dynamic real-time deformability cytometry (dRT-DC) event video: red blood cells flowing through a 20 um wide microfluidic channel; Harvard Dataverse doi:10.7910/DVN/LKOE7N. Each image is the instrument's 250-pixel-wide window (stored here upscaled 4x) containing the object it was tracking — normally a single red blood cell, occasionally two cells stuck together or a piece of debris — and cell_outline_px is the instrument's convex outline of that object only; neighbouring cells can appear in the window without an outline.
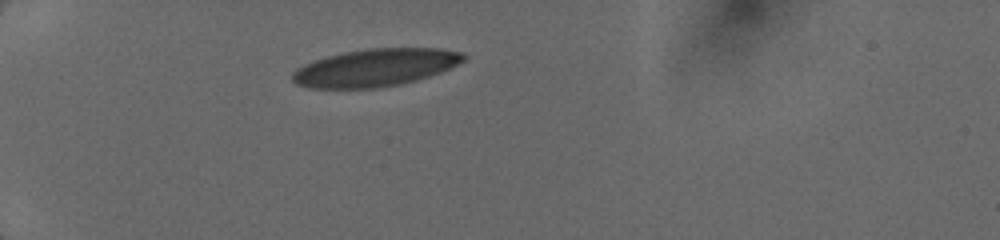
{"species": "human", "species_latin": "Homo sapiens", "temperature_condition": "cold", "stored_images_in_passage": 8, "camera_frame_rate_fps": 3000, "um_per_image_px": 0.085, "donor": {"sex": "female"}, "frame": {"image": 1, "passage_image": 1, "time_ms": 0.0, "image_size_px": [1000, 240], "cell_outline_px": [[468, 56], [464, 60], [440, 72], [416, 80], [400, 84], [376, 88], [312, 88], [296, 84], [292, 80], [292, 72], [296, 68], [304, 64], [328, 56], [344, 52], [364, 48], [440, 48], [464, 52]], "centroid_in_image_um": [31.9, 5.74], "position_along_channel_um": 53.1, "area_um2": 37.4}}
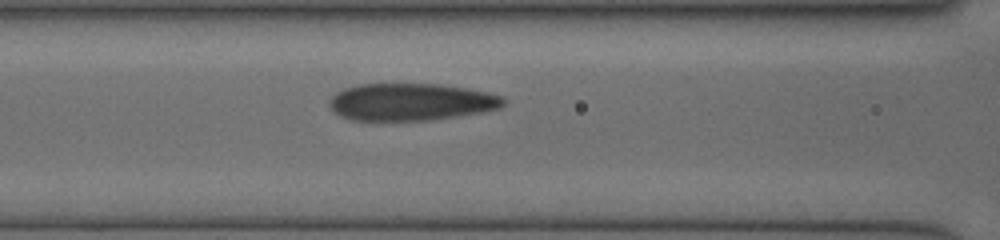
{"frame": {"image": 2, "passage_image": 6, "time_ms": 2.667, "image_size_px": [1000, 240], "cell_outline_px": [[508, 100], [500, 108], [484, 112], [428, 120], [352, 120], [336, 112], [328, 104], [328, 100], [336, 92], [344, 88], [360, 84], [440, 84], [468, 88], [488, 92], [504, 96]], "centroid_in_image_um": [34.99, 8.65], "position_along_channel_um": 131.6, "area_um2": 37.86}}
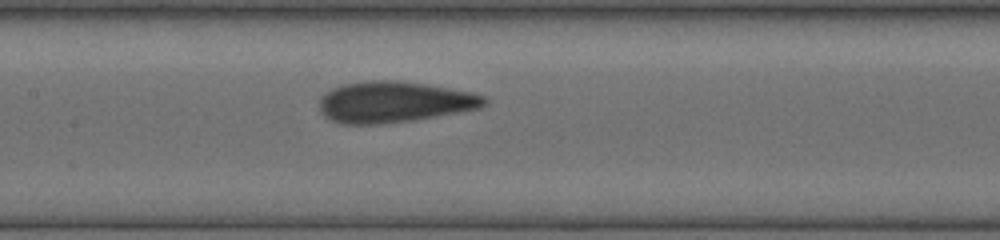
{"frame": {"image": 3, "passage_image": 8, "time_ms": 3.667, "image_size_px": [1000, 240], "cell_outline_px": [[484, 104], [480, 108], [412, 120], [380, 124], [340, 124], [324, 116], [320, 112], [320, 96], [324, 92], [332, 88], [344, 84], [372, 80], [396, 80], [424, 84], [472, 92], [484, 96]], "centroid_in_image_um": [33.43, 8.67], "position_along_channel_um": 174.0, "area_um2": 39.19}}